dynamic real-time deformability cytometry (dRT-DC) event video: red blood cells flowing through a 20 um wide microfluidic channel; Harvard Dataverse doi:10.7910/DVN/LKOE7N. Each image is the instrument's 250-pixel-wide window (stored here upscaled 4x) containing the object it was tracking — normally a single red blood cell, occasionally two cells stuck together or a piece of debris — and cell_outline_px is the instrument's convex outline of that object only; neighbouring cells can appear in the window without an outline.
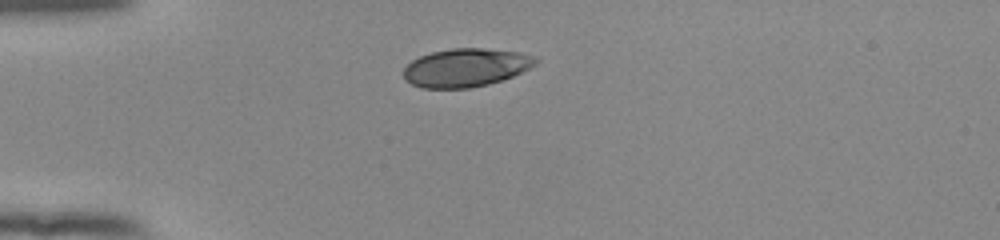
{"species": "human", "species_latin": "Homo sapiens", "temperature_condition": "room temperature", "stored_images_in_passage": 39, "camera_frame_rate_fps": 3000, "um_per_image_px": 0.085, "donor": {"sex": "female"}, "frame": {"image": 1, "passage_image": 1, "time_ms": 0.0, "image_size_px": [1000, 240], "cell_outline_px": [[540, 60], [536, 64], [512, 76], [488, 84], [468, 88], [420, 88], [404, 80], [404, 68], [412, 60], [420, 56], [432, 52], [452, 48], [480, 48], [516, 52], [536, 56]], "centroid_in_image_um": [39.57, 5.75], "position_along_channel_um": 45.4, "area_um2": 29.3}}
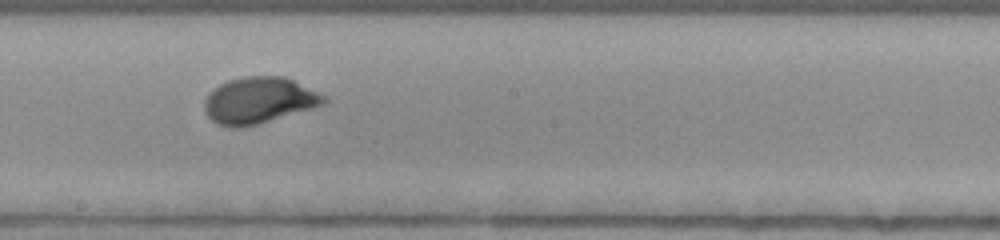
{"frame": {"image": 2, "passage_image": 17, "time_ms": 5.333, "image_size_px": [1000, 240], "cell_outline_px": [[328, 100], [324, 104], [312, 108], [244, 128], [232, 128], [216, 124], [208, 116], [204, 108], [204, 100], [208, 92], [220, 84], [228, 80], [244, 76], [284, 76], [328, 96]], "centroid_in_image_um": [22.0, 8.53], "position_along_channel_um": 226.2, "area_um2": 32.48}}
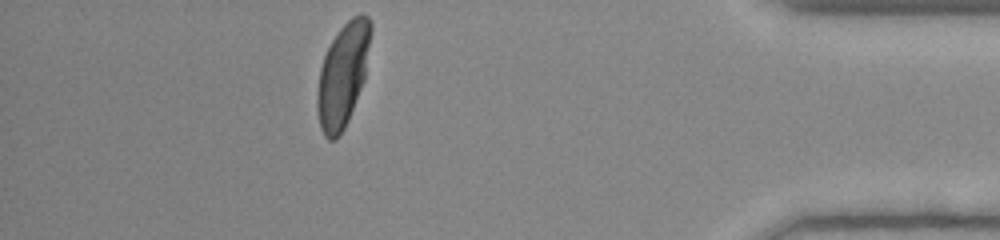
{"frame": {"image": 3, "passage_image": 34, "time_ms": 11.0, "image_size_px": [1000, 240], "cell_outline_px": [[372, 28], [364, 80], [348, 120], [344, 128], [336, 140], [328, 140], [324, 136], [320, 128], [316, 108], [316, 92], [320, 68], [324, 56], [332, 40], [340, 28], [352, 16], [360, 12], [368, 16], [372, 24]], "centroid_in_image_um": [29.13, 6.37], "position_along_channel_um": 406.1, "area_um2": 32.37}, "authors_computed_cell_mechanics": {"area_um2": 31.6166, "velocity_mm_per_s": 3.8916, "shape_relaxation_time_tau1_ms": 2.9423, "shape_relaxation_time_tau2_ms": null, "deformation_change_tau1": 0.1529, "deformation_change_tau2": null}}